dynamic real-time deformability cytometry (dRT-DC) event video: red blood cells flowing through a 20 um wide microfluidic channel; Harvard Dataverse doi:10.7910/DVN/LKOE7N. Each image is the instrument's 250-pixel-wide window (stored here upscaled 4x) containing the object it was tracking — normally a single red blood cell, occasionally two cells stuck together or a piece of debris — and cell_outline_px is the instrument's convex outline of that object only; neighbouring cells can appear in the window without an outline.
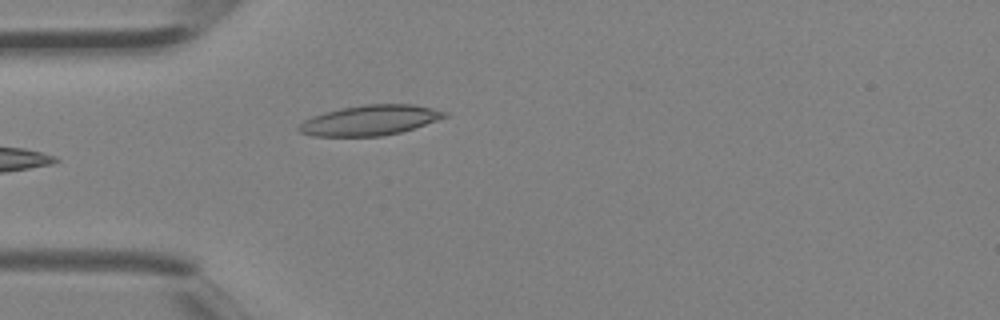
{"species": "Egyptian fruit bat (a non-hibernating species)", "species_latin": "Rousettus aegyptiacus", "temperature_condition": "room temperature", "stored_images_in_passage": 3, "camera_frame_rate_fps": 3000, "um_per_image_px": 0.085, "animal": {"sex": "female"}, "frame": {"image": 1, "passage_image": 3, "time_ms": 0.667, "image_size_px": [1000, 320], "cell_outline_px": [[448, 116], [400, 132], [380, 136], [312, 136], [300, 132], [296, 128], [304, 120], [312, 116], [324, 112], [340, 108], [364, 104], [412, 104], [432, 108], [448, 112]], "centroid_in_image_um": [31.41, 10.21], "position_along_channel_um": 53.6, "area_um2": 25.49}}